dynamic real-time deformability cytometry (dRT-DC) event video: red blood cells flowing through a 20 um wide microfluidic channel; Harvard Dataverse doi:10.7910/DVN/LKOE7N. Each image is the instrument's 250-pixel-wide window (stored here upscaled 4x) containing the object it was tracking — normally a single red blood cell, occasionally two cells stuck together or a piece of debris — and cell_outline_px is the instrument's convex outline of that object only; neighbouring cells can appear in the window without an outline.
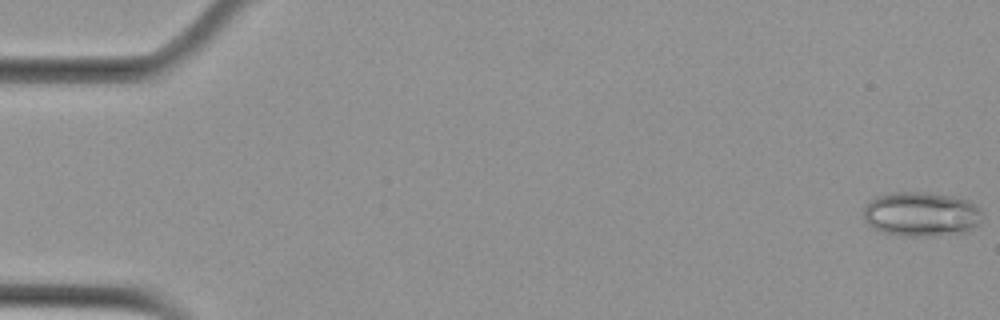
{"species": "Egyptian fruit bat (a non-hibernating species)", "species_latin": "Rousettus aegyptiacus", "temperature_condition": "cold", "stored_images_in_passage": 6, "camera_frame_rate_fps": 3000, "um_per_image_px": 0.085, "animal": {"sex": "female"}, "frame": {"image": 1, "passage_image": 1, "time_ms": 0.0, "image_size_px": [1000, 320], "cell_outline_px": [[980, 224], [968, 232], [932, 236], [908, 236], [884, 232], [868, 224], [864, 220], [864, 208], [876, 196], [892, 192], [924, 192], [956, 196], [968, 200], [980, 208]], "centroid_in_image_um": [78.35, 18.2], "position_along_channel_um": 6.7, "area_um2": 30.87}}
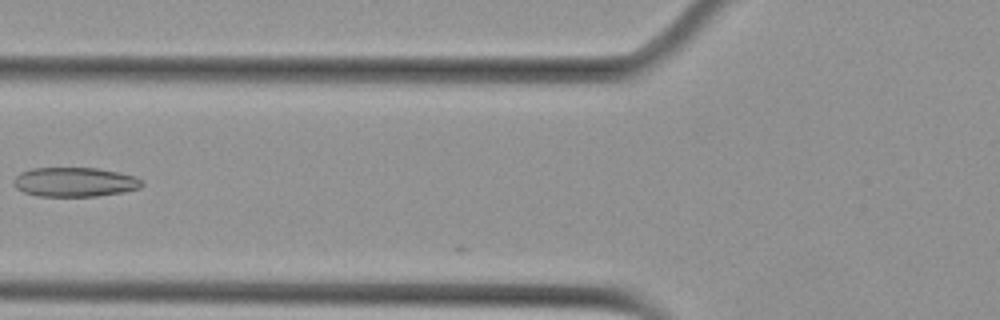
{"frame": {"image": 2, "passage_image": 6, "time_ms": 1.667, "image_size_px": [1000, 320], "cell_outline_px": [[144, 184], [140, 188], [124, 192], [96, 196], [36, 196], [24, 192], [16, 188], [12, 184], [12, 180], [20, 172], [32, 168], [96, 168], [136, 176], [144, 180]], "centroid_in_image_um": [6.35, 15.47], "position_along_channel_um": 119.5, "area_um2": 22.14}}